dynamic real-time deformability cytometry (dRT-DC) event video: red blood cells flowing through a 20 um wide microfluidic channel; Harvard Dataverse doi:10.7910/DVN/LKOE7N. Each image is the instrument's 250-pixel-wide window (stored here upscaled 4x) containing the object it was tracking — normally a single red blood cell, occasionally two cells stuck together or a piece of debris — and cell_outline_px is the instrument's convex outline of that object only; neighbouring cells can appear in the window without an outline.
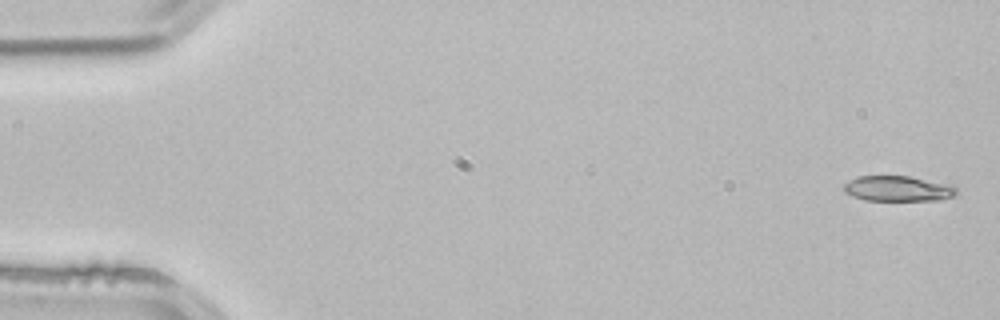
{"species": "common noctule bat (a hibernating species)", "species_latin": "Nyctalus noctula", "temperature_condition": "room temperature", "stored_images_in_passage": 3, "camera_frame_rate_fps": 3000, "um_per_image_px": 0.085, "animal": {"sex": "male", "body_mass_g": 21.5, "forearm_length_mm": 52.0}, "frame": {"image": 1, "passage_image": 1, "time_ms": 0.0, "image_size_px": [1000, 320], "cell_outline_px": [[956, 196], [940, 200], [864, 200], [852, 196], [844, 192], [844, 184], [856, 176], [908, 176], [952, 184], [956, 188]], "centroid_in_image_um": [76.34, 16.03], "position_along_channel_um": 8.7, "area_um2": 16.76}}